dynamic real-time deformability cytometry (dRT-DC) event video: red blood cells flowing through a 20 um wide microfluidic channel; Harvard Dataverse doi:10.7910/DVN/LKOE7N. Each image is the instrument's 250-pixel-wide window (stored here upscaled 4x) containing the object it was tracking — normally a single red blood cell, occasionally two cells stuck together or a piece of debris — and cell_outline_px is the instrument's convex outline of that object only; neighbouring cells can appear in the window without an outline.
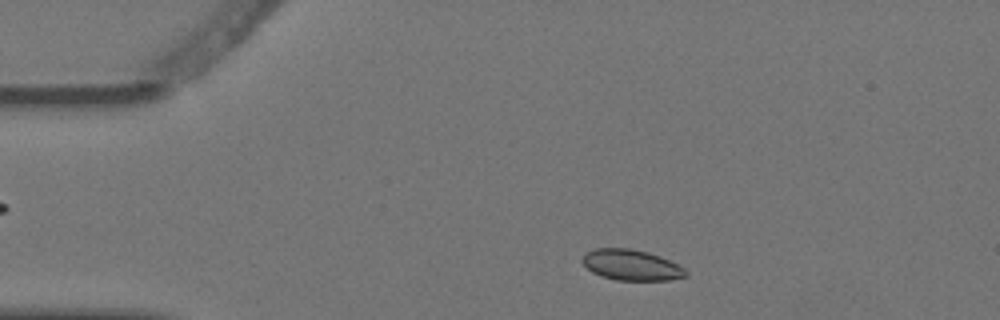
{"species": "Egyptian fruit bat (a non-hibernating species)", "species_latin": "Rousettus aegyptiacus", "temperature_condition": "warm", "stored_images_in_passage": 2, "camera_frame_rate_fps": 3000, "um_per_image_px": 0.085, "animal": {"sex": "female"}, "frame": {"image": 1, "passage_image": 1, "time_ms": 0.0, "image_size_px": [1000, 320], "cell_outline_px": [[688, 276], [668, 280], [616, 280], [600, 276], [592, 272], [580, 260], [584, 252], [596, 248], [628, 248], [648, 252], [660, 256], [684, 268], [688, 272]], "centroid_in_image_um": [53.63, 22.52], "position_along_channel_um": 31.4, "area_um2": 18.61}}